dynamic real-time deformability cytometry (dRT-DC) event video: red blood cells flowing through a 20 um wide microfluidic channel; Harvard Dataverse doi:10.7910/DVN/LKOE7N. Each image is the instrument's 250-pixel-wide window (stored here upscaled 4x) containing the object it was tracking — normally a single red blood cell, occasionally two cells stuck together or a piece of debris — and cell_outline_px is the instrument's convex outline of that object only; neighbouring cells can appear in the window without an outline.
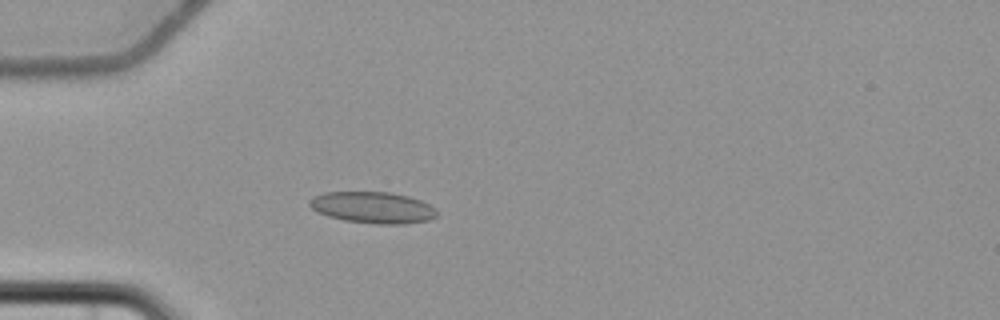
{"species": "common noctule bat (a hibernating species)", "species_latin": "Nyctalus noctula", "temperature_condition": "cold", "stored_images_in_passage": 6, "camera_frame_rate_fps": 3000, "um_per_image_px": 0.085, "animal": {"sex": "female", "body_mass_g": 22.7, "forearm_length_mm": 54.2}, "frame": {"image": 1, "passage_image": 6, "time_ms": 6.0, "image_size_px": [1000, 320], "cell_outline_px": [[436, 216], [428, 220], [404, 224], [376, 224], [344, 220], [328, 216], [316, 212], [308, 204], [308, 200], [312, 196], [324, 192], [392, 192], [408, 196], [420, 200], [436, 208]], "centroid_in_image_um": [31.65, 17.63], "position_along_channel_um": 53.4, "area_um2": 23.47}}